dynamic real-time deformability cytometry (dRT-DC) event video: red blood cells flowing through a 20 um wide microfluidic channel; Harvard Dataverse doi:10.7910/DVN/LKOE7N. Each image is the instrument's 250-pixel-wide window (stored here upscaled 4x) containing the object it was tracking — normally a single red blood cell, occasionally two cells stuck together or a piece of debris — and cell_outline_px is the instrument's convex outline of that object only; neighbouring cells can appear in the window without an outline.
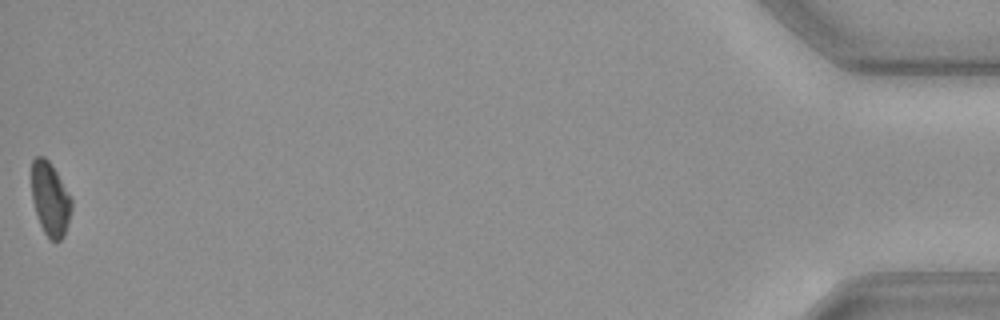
{"species": "common noctule bat (a hibernating species)", "species_latin": "Nyctalus noctula", "temperature_condition": "cold", "stored_images_in_passage": 42, "camera_frame_rate_fps": 3000, "um_per_image_px": 0.085, "animal": {"sex": "female", "body_mass_g": 19.3, "forearm_length_mm": 54.1}, "frame": {"image": 1, "passage_image": 42, "time_ms": 13.667, "image_size_px": [1000, 320], "cell_outline_px": [[72, 208], [64, 236], [60, 240], [52, 240], [44, 232], [40, 224], [32, 200], [32, 160], [36, 156], [44, 156], [48, 160], [56, 172], [72, 200]], "centroid_in_image_um": [4.26, 16.91], "position_along_channel_um": 430.9, "area_um2": 16.82}, "authors_computed_cell_mechanics": {"area_um2": 18.7561, "velocity_mm_per_s": 3.6407, "shape_relaxation_time_tau1_ms": 3.3649, "shape_relaxation_time_tau2_ms": null, "deformation_change_tau1": 0.07, "deformation_change_tau2": null}}